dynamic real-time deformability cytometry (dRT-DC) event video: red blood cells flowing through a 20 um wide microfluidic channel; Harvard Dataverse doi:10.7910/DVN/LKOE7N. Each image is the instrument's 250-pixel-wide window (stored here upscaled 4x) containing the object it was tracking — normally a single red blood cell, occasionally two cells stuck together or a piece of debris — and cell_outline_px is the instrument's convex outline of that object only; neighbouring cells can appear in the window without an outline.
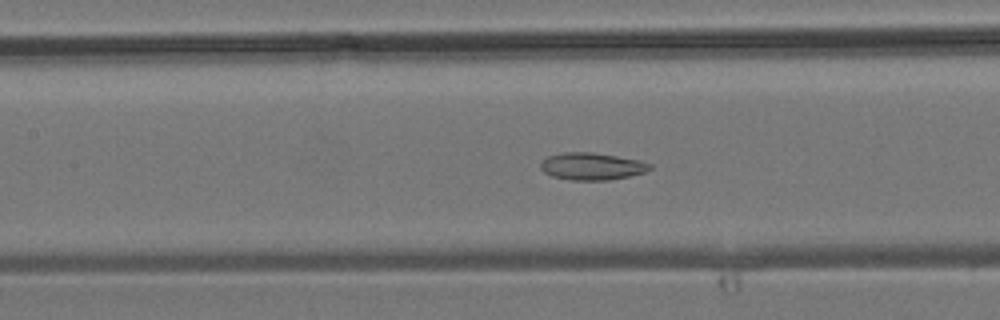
{"species": "common noctule bat (a hibernating species)", "species_latin": "Nyctalus noctula", "temperature_condition": "room temperature", "stored_images_in_passage": 35, "camera_frame_rate_fps": 3000, "um_per_image_px": 0.085, "animal": {"sex": "male", "body_mass_g": 19.2, "forearm_length_mm": 51.8}, "frame": {"image": 1, "passage_image": 16, "time_ms": 5.0, "image_size_px": [1000, 320], "cell_outline_px": [[652, 168], [644, 172], [628, 176], [608, 180], [568, 180], [552, 176], [544, 172], [540, 168], [540, 164], [548, 156], [564, 152], [592, 152], [640, 160], [652, 164]], "centroid_in_image_um": [50.3, 14.14], "position_along_channel_um": 157.1, "area_um2": 17.28}}
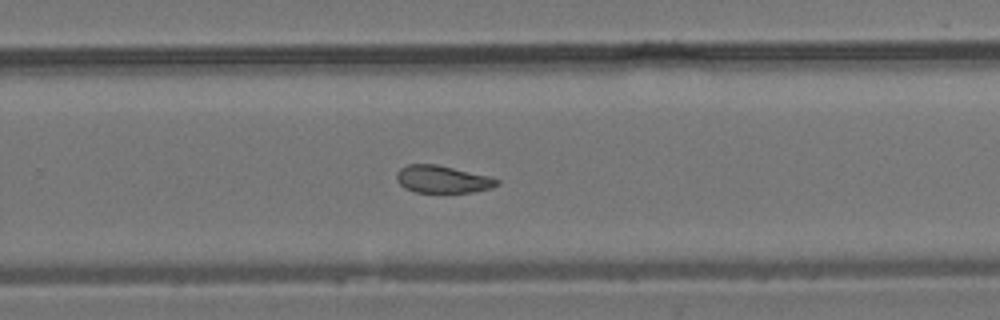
{"frame": {"image": 2, "passage_image": 25, "time_ms": 8.0, "image_size_px": [1000, 320], "cell_outline_px": [[500, 184], [492, 188], [472, 192], [416, 192], [404, 188], [396, 180], [396, 172], [400, 168], [408, 164], [436, 164], [492, 176], [500, 180]], "centroid_in_image_um": [37.64, 15.23], "position_along_channel_um": 292.2, "area_um2": 16.24}}
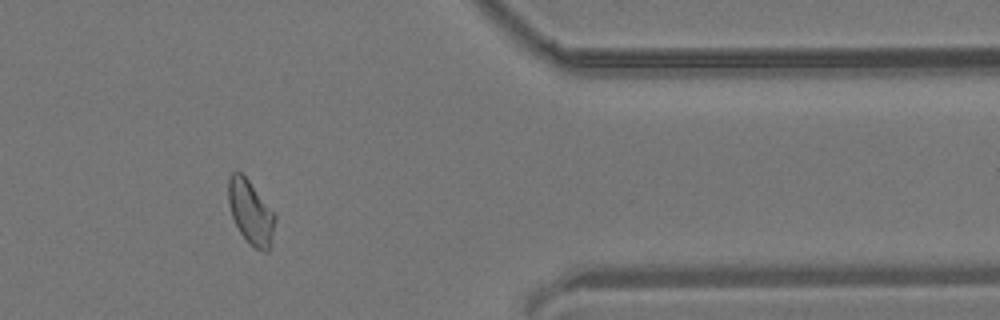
{"frame": {"image": 3, "passage_image": 33, "time_ms": 10.667, "image_size_px": [1000, 320], "cell_outline_px": [[276, 220], [268, 252], [264, 252], [256, 248], [240, 232], [232, 216], [228, 200], [228, 176], [232, 172], [240, 172], [248, 180], [276, 212]], "centroid_in_image_um": [21.33, 18.0], "position_along_channel_um": 390.1, "area_um2": 17.28}}